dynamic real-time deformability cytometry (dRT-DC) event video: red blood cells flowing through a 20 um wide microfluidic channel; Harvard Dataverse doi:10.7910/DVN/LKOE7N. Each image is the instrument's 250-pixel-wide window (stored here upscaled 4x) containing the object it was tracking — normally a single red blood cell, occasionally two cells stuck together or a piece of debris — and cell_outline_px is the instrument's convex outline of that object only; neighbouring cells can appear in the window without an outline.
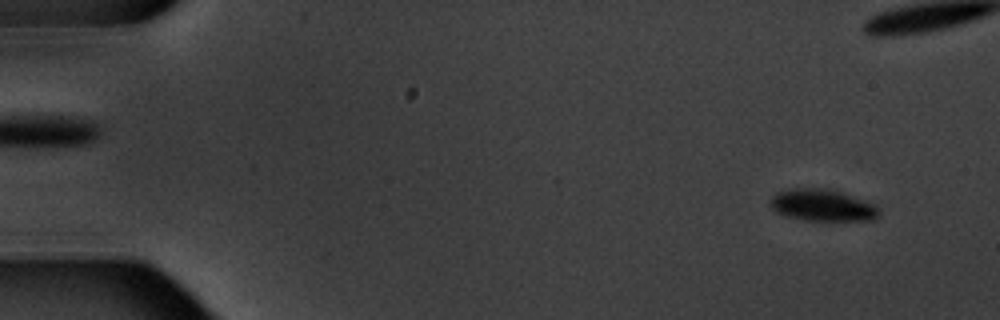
{"species": "common noctule bat (a hibernating species)", "species_latin": "Nyctalus noctula", "temperature_condition": "warm", "stored_images_in_passage": 10, "camera_frame_rate_fps": 3000, "um_per_image_px": 0.085, "animal": {"sex": "male", "body_mass_g": 20.1, "forearm_length_mm": 53.5}, "frame": {"image": 1, "passage_image": 1, "time_ms": 0.0, "image_size_px": [1000, 320], "cell_outline_px": [[880, 212], [872, 220], [804, 220], [788, 216], [776, 212], [772, 208], [772, 196], [776, 192], [788, 188], [828, 188], [840, 192], [872, 204], [880, 208]], "centroid_in_image_um": [69.87, 17.44], "position_along_channel_um": 15.1, "area_um2": 19.83}}